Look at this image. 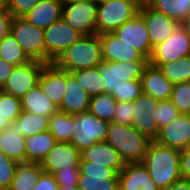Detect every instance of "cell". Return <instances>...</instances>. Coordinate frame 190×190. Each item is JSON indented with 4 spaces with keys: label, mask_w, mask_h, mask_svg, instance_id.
Listing matches in <instances>:
<instances>
[{
    "label": "cell",
    "mask_w": 190,
    "mask_h": 190,
    "mask_svg": "<svg viewBox=\"0 0 190 190\" xmlns=\"http://www.w3.org/2000/svg\"><path fill=\"white\" fill-rule=\"evenodd\" d=\"M180 152L152 141L142 161L159 190L181 180Z\"/></svg>",
    "instance_id": "cell-1"
},
{
    "label": "cell",
    "mask_w": 190,
    "mask_h": 190,
    "mask_svg": "<svg viewBox=\"0 0 190 190\" xmlns=\"http://www.w3.org/2000/svg\"><path fill=\"white\" fill-rule=\"evenodd\" d=\"M105 141L128 164L142 163L153 140L138 132L132 125L110 122Z\"/></svg>",
    "instance_id": "cell-2"
},
{
    "label": "cell",
    "mask_w": 190,
    "mask_h": 190,
    "mask_svg": "<svg viewBox=\"0 0 190 190\" xmlns=\"http://www.w3.org/2000/svg\"><path fill=\"white\" fill-rule=\"evenodd\" d=\"M103 61L99 34L82 35L54 62L65 71L73 72L97 67Z\"/></svg>",
    "instance_id": "cell-3"
},
{
    "label": "cell",
    "mask_w": 190,
    "mask_h": 190,
    "mask_svg": "<svg viewBox=\"0 0 190 190\" xmlns=\"http://www.w3.org/2000/svg\"><path fill=\"white\" fill-rule=\"evenodd\" d=\"M140 5L139 0H112L97 4V34L113 33L139 12Z\"/></svg>",
    "instance_id": "cell-4"
},
{
    "label": "cell",
    "mask_w": 190,
    "mask_h": 190,
    "mask_svg": "<svg viewBox=\"0 0 190 190\" xmlns=\"http://www.w3.org/2000/svg\"><path fill=\"white\" fill-rule=\"evenodd\" d=\"M10 33L31 61L46 63L44 29L29 23L24 17H14Z\"/></svg>",
    "instance_id": "cell-5"
},
{
    "label": "cell",
    "mask_w": 190,
    "mask_h": 190,
    "mask_svg": "<svg viewBox=\"0 0 190 190\" xmlns=\"http://www.w3.org/2000/svg\"><path fill=\"white\" fill-rule=\"evenodd\" d=\"M74 135L71 143L80 152L106 139L109 122L99 119L89 111L73 115Z\"/></svg>",
    "instance_id": "cell-6"
},
{
    "label": "cell",
    "mask_w": 190,
    "mask_h": 190,
    "mask_svg": "<svg viewBox=\"0 0 190 190\" xmlns=\"http://www.w3.org/2000/svg\"><path fill=\"white\" fill-rule=\"evenodd\" d=\"M78 188L80 190H119L118 173L110 167L80 161Z\"/></svg>",
    "instance_id": "cell-7"
},
{
    "label": "cell",
    "mask_w": 190,
    "mask_h": 190,
    "mask_svg": "<svg viewBox=\"0 0 190 190\" xmlns=\"http://www.w3.org/2000/svg\"><path fill=\"white\" fill-rule=\"evenodd\" d=\"M81 36L82 34L73 29L63 18L45 28L46 64L54 63Z\"/></svg>",
    "instance_id": "cell-8"
},
{
    "label": "cell",
    "mask_w": 190,
    "mask_h": 190,
    "mask_svg": "<svg viewBox=\"0 0 190 190\" xmlns=\"http://www.w3.org/2000/svg\"><path fill=\"white\" fill-rule=\"evenodd\" d=\"M189 55L190 38L179 24L165 41L153 47L149 64L159 67L161 64L177 61Z\"/></svg>",
    "instance_id": "cell-9"
},
{
    "label": "cell",
    "mask_w": 190,
    "mask_h": 190,
    "mask_svg": "<svg viewBox=\"0 0 190 190\" xmlns=\"http://www.w3.org/2000/svg\"><path fill=\"white\" fill-rule=\"evenodd\" d=\"M97 3L94 0L63 2L62 18L82 35L97 34Z\"/></svg>",
    "instance_id": "cell-10"
},
{
    "label": "cell",
    "mask_w": 190,
    "mask_h": 190,
    "mask_svg": "<svg viewBox=\"0 0 190 190\" xmlns=\"http://www.w3.org/2000/svg\"><path fill=\"white\" fill-rule=\"evenodd\" d=\"M46 63L30 61L15 66L1 91L15 97H23L29 90L38 84L40 74Z\"/></svg>",
    "instance_id": "cell-11"
},
{
    "label": "cell",
    "mask_w": 190,
    "mask_h": 190,
    "mask_svg": "<svg viewBox=\"0 0 190 190\" xmlns=\"http://www.w3.org/2000/svg\"><path fill=\"white\" fill-rule=\"evenodd\" d=\"M158 101L142 93L133 101L132 126L141 134L155 140L158 136L157 105Z\"/></svg>",
    "instance_id": "cell-12"
},
{
    "label": "cell",
    "mask_w": 190,
    "mask_h": 190,
    "mask_svg": "<svg viewBox=\"0 0 190 190\" xmlns=\"http://www.w3.org/2000/svg\"><path fill=\"white\" fill-rule=\"evenodd\" d=\"M113 33L149 60L153 47L144 17L139 12L132 19L118 27Z\"/></svg>",
    "instance_id": "cell-13"
},
{
    "label": "cell",
    "mask_w": 190,
    "mask_h": 190,
    "mask_svg": "<svg viewBox=\"0 0 190 190\" xmlns=\"http://www.w3.org/2000/svg\"><path fill=\"white\" fill-rule=\"evenodd\" d=\"M80 160L81 152L71 142H57L41 161L40 167L43 172L53 174L60 170L79 168Z\"/></svg>",
    "instance_id": "cell-14"
},
{
    "label": "cell",
    "mask_w": 190,
    "mask_h": 190,
    "mask_svg": "<svg viewBox=\"0 0 190 190\" xmlns=\"http://www.w3.org/2000/svg\"><path fill=\"white\" fill-rule=\"evenodd\" d=\"M154 141L179 151L188 149L190 147V115L180 114L170 124L163 126Z\"/></svg>",
    "instance_id": "cell-15"
},
{
    "label": "cell",
    "mask_w": 190,
    "mask_h": 190,
    "mask_svg": "<svg viewBox=\"0 0 190 190\" xmlns=\"http://www.w3.org/2000/svg\"><path fill=\"white\" fill-rule=\"evenodd\" d=\"M139 13L144 17L152 47L165 41L179 25L174 19L151 9L146 3H141Z\"/></svg>",
    "instance_id": "cell-16"
},
{
    "label": "cell",
    "mask_w": 190,
    "mask_h": 190,
    "mask_svg": "<svg viewBox=\"0 0 190 190\" xmlns=\"http://www.w3.org/2000/svg\"><path fill=\"white\" fill-rule=\"evenodd\" d=\"M105 62L149 61L139 51L124 43L114 33L99 34Z\"/></svg>",
    "instance_id": "cell-17"
},
{
    "label": "cell",
    "mask_w": 190,
    "mask_h": 190,
    "mask_svg": "<svg viewBox=\"0 0 190 190\" xmlns=\"http://www.w3.org/2000/svg\"><path fill=\"white\" fill-rule=\"evenodd\" d=\"M91 96L79 85L76 77L66 71V90L62 103L58 107L60 112L69 115L88 111Z\"/></svg>",
    "instance_id": "cell-18"
},
{
    "label": "cell",
    "mask_w": 190,
    "mask_h": 190,
    "mask_svg": "<svg viewBox=\"0 0 190 190\" xmlns=\"http://www.w3.org/2000/svg\"><path fill=\"white\" fill-rule=\"evenodd\" d=\"M38 85L59 107L66 90V71L58 68L54 63L46 64L40 74Z\"/></svg>",
    "instance_id": "cell-19"
},
{
    "label": "cell",
    "mask_w": 190,
    "mask_h": 190,
    "mask_svg": "<svg viewBox=\"0 0 190 190\" xmlns=\"http://www.w3.org/2000/svg\"><path fill=\"white\" fill-rule=\"evenodd\" d=\"M119 190H159L143 163H128L118 173Z\"/></svg>",
    "instance_id": "cell-20"
},
{
    "label": "cell",
    "mask_w": 190,
    "mask_h": 190,
    "mask_svg": "<svg viewBox=\"0 0 190 190\" xmlns=\"http://www.w3.org/2000/svg\"><path fill=\"white\" fill-rule=\"evenodd\" d=\"M141 81L144 94L159 101L171 99L174 84L164 76L159 67L148 63L144 68Z\"/></svg>",
    "instance_id": "cell-21"
},
{
    "label": "cell",
    "mask_w": 190,
    "mask_h": 190,
    "mask_svg": "<svg viewBox=\"0 0 190 190\" xmlns=\"http://www.w3.org/2000/svg\"><path fill=\"white\" fill-rule=\"evenodd\" d=\"M105 165L119 173L124 168V161L119 153L106 141L97 142L81 151V160Z\"/></svg>",
    "instance_id": "cell-22"
},
{
    "label": "cell",
    "mask_w": 190,
    "mask_h": 190,
    "mask_svg": "<svg viewBox=\"0 0 190 190\" xmlns=\"http://www.w3.org/2000/svg\"><path fill=\"white\" fill-rule=\"evenodd\" d=\"M62 0H40L23 17L36 27L45 29L62 18Z\"/></svg>",
    "instance_id": "cell-23"
},
{
    "label": "cell",
    "mask_w": 190,
    "mask_h": 190,
    "mask_svg": "<svg viewBox=\"0 0 190 190\" xmlns=\"http://www.w3.org/2000/svg\"><path fill=\"white\" fill-rule=\"evenodd\" d=\"M0 152L17 162L26 161L25 138L16 129L15 121L9 128L0 131Z\"/></svg>",
    "instance_id": "cell-24"
},
{
    "label": "cell",
    "mask_w": 190,
    "mask_h": 190,
    "mask_svg": "<svg viewBox=\"0 0 190 190\" xmlns=\"http://www.w3.org/2000/svg\"><path fill=\"white\" fill-rule=\"evenodd\" d=\"M20 99L21 108L25 112L38 113L50 118L59 111L56 104L41 90L38 84Z\"/></svg>",
    "instance_id": "cell-25"
},
{
    "label": "cell",
    "mask_w": 190,
    "mask_h": 190,
    "mask_svg": "<svg viewBox=\"0 0 190 190\" xmlns=\"http://www.w3.org/2000/svg\"><path fill=\"white\" fill-rule=\"evenodd\" d=\"M56 143L48 130L26 137V161L40 164Z\"/></svg>",
    "instance_id": "cell-26"
},
{
    "label": "cell",
    "mask_w": 190,
    "mask_h": 190,
    "mask_svg": "<svg viewBox=\"0 0 190 190\" xmlns=\"http://www.w3.org/2000/svg\"><path fill=\"white\" fill-rule=\"evenodd\" d=\"M42 172L39 163L16 162L14 178L8 190H32Z\"/></svg>",
    "instance_id": "cell-27"
},
{
    "label": "cell",
    "mask_w": 190,
    "mask_h": 190,
    "mask_svg": "<svg viewBox=\"0 0 190 190\" xmlns=\"http://www.w3.org/2000/svg\"><path fill=\"white\" fill-rule=\"evenodd\" d=\"M145 3L178 23L190 15V0H147Z\"/></svg>",
    "instance_id": "cell-28"
},
{
    "label": "cell",
    "mask_w": 190,
    "mask_h": 190,
    "mask_svg": "<svg viewBox=\"0 0 190 190\" xmlns=\"http://www.w3.org/2000/svg\"><path fill=\"white\" fill-rule=\"evenodd\" d=\"M74 117L63 112H56L49 118L48 131L56 142H70L74 135Z\"/></svg>",
    "instance_id": "cell-29"
},
{
    "label": "cell",
    "mask_w": 190,
    "mask_h": 190,
    "mask_svg": "<svg viewBox=\"0 0 190 190\" xmlns=\"http://www.w3.org/2000/svg\"><path fill=\"white\" fill-rule=\"evenodd\" d=\"M16 129L22 133L24 138L48 130L49 117L38 113L25 112L22 110L19 117L15 120Z\"/></svg>",
    "instance_id": "cell-30"
},
{
    "label": "cell",
    "mask_w": 190,
    "mask_h": 190,
    "mask_svg": "<svg viewBox=\"0 0 190 190\" xmlns=\"http://www.w3.org/2000/svg\"><path fill=\"white\" fill-rule=\"evenodd\" d=\"M117 100L109 93H101L90 98L88 111L107 122H113Z\"/></svg>",
    "instance_id": "cell-31"
},
{
    "label": "cell",
    "mask_w": 190,
    "mask_h": 190,
    "mask_svg": "<svg viewBox=\"0 0 190 190\" xmlns=\"http://www.w3.org/2000/svg\"><path fill=\"white\" fill-rule=\"evenodd\" d=\"M0 58L15 66L31 61L11 33L0 41Z\"/></svg>",
    "instance_id": "cell-32"
},
{
    "label": "cell",
    "mask_w": 190,
    "mask_h": 190,
    "mask_svg": "<svg viewBox=\"0 0 190 190\" xmlns=\"http://www.w3.org/2000/svg\"><path fill=\"white\" fill-rule=\"evenodd\" d=\"M71 73L76 77L79 85L91 97L105 93L104 83L102 82L98 67L73 71Z\"/></svg>",
    "instance_id": "cell-33"
},
{
    "label": "cell",
    "mask_w": 190,
    "mask_h": 190,
    "mask_svg": "<svg viewBox=\"0 0 190 190\" xmlns=\"http://www.w3.org/2000/svg\"><path fill=\"white\" fill-rule=\"evenodd\" d=\"M159 69L173 84L190 81V55L177 61L161 64Z\"/></svg>",
    "instance_id": "cell-34"
},
{
    "label": "cell",
    "mask_w": 190,
    "mask_h": 190,
    "mask_svg": "<svg viewBox=\"0 0 190 190\" xmlns=\"http://www.w3.org/2000/svg\"><path fill=\"white\" fill-rule=\"evenodd\" d=\"M149 61L115 62V75L119 81L141 79Z\"/></svg>",
    "instance_id": "cell-35"
},
{
    "label": "cell",
    "mask_w": 190,
    "mask_h": 190,
    "mask_svg": "<svg viewBox=\"0 0 190 190\" xmlns=\"http://www.w3.org/2000/svg\"><path fill=\"white\" fill-rule=\"evenodd\" d=\"M143 93L141 79L121 81V84L117 87L112 96L117 102H133L138 96Z\"/></svg>",
    "instance_id": "cell-36"
},
{
    "label": "cell",
    "mask_w": 190,
    "mask_h": 190,
    "mask_svg": "<svg viewBox=\"0 0 190 190\" xmlns=\"http://www.w3.org/2000/svg\"><path fill=\"white\" fill-rule=\"evenodd\" d=\"M170 100L180 114L190 115V81L174 84Z\"/></svg>",
    "instance_id": "cell-37"
},
{
    "label": "cell",
    "mask_w": 190,
    "mask_h": 190,
    "mask_svg": "<svg viewBox=\"0 0 190 190\" xmlns=\"http://www.w3.org/2000/svg\"><path fill=\"white\" fill-rule=\"evenodd\" d=\"M21 112V99L0 90V116L14 122Z\"/></svg>",
    "instance_id": "cell-38"
},
{
    "label": "cell",
    "mask_w": 190,
    "mask_h": 190,
    "mask_svg": "<svg viewBox=\"0 0 190 190\" xmlns=\"http://www.w3.org/2000/svg\"><path fill=\"white\" fill-rule=\"evenodd\" d=\"M97 67L104 83L105 93L112 95L121 84V81L116 79L115 62L102 61Z\"/></svg>",
    "instance_id": "cell-39"
},
{
    "label": "cell",
    "mask_w": 190,
    "mask_h": 190,
    "mask_svg": "<svg viewBox=\"0 0 190 190\" xmlns=\"http://www.w3.org/2000/svg\"><path fill=\"white\" fill-rule=\"evenodd\" d=\"M179 115H180L179 110L173 105L171 100L158 101L157 105L158 133L163 126L170 124Z\"/></svg>",
    "instance_id": "cell-40"
},
{
    "label": "cell",
    "mask_w": 190,
    "mask_h": 190,
    "mask_svg": "<svg viewBox=\"0 0 190 190\" xmlns=\"http://www.w3.org/2000/svg\"><path fill=\"white\" fill-rule=\"evenodd\" d=\"M15 160L0 152V190H8L15 174Z\"/></svg>",
    "instance_id": "cell-41"
},
{
    "label": "cell",
    "mask_w": 190,
    "mask_h": 190,
    "mask_svg": "<svg viewBox=\"0 0 190 190\" xmlns=\"http://www.w3.org/2000/svg\"><path fill=\"white\" fill-rule=\"evenodd\" d=\"M133 118V102H118L115 109L113 122L132 125Z\"/></svg>",
    "instance_id": "cell-42"
},
{
    "label": "cell",
    "mask_w": 190,
    "mask_h": 190,
    "mask_svg": "<svg viewBox=\"0 0 190 190\" xmlns=\"http://www.w3.org/2000/svg\"><path fill=\"white\" fill-rule=\"evenodd\" d=\"M40 0H8V12L13 17H23L29 12Z\"/></svg>",
    "instance_id": "cell-43"
},
{
    "label": "cell",
    "mask_w": 190,
    "mask_h": 190,
    "mask_svg": "<svg viewBox=\"0 0 190 190\" xmlns=\"http://www.w3.org/2000/svg\"><path fill=\"white\" fill-rule=\"evenodd\" d=\"M80 175L79 168H70L53 173L58 185H77Z\"/></svg>",
    "instance_id": "cell-44"
},
{
    "label": "cell",
    "mask_w": 190,
    "mask_h": 190,
    "mask_svg": "<svg viewBox=\"0 0 190 190\" xmlns=\"http://www.w3.org/2000/svg\"><path fill=\"white\" fill-rule=\"evenodd\" d=\"M58 187L53 174L42 172L32 190H58Z\"/></svg>",
    "instance_id": "cell-45"
},
{
    "label": "cell",
    "mask_w": 190,
    "mask_h": 190,
    "mask_svg": "<svg viewBox=\"0 0 190 190\" xmlns=\"http://www.w3.org/2000/svg\"><path fill=\"white\" fill-rule=\"evenodd\" d=\"M179 164L181 178L190 180V147L180 152Z\"/></svg>",
    "instance_id": "cell-46"
},
{
    "label": "cell",
    "mask_w": 190,
    "mask_h": 190,
    "mask_svg": "<svg viewBox=\"0 0 190 190\" xmlns=\"http://www.w3.org/2000/svg\"><path fill=\"white\" fill-rule=\"evenodd\" d=\"M13 18L10 12L0 14V41L10 34Z\"/></svg>",
    "instance_id": "cell-47"
},
{
    "label": "cell",
    "mask_w": 190,
    "mask_h": 190,
    "mask_svg": "<svg viewBox=\"0 0 190 190\" xmlns=\"http://www.w3.org/2000/svg\"><path fill=\"white\" fill-rule=\"evenodd\" d=\"M14 68L15 65L9 64L8 62L0 58V89L6 83L8 77L10 76Z\"/></svg>",
    "instance_id": "cell-48"
},
{
    "label": "cell",
    "mask_w": 190,
    "mask_h": 190,
    "mask_svg": "<svg viewBox=\"0 0 190 190\" xmlns=\"http://www.w3.org/2000/svg\"><path fill=\"white\" fill-rule=\"evenodd\" d=\"M166 190H190V180L181 179L171 184Z\"/></svg>",
    "instance_id": "cell-49"
},
{
    "label": "cell",
    "mask_w": 190,
    "mask_h": 190,
    "mask_svg": "<svg viewBox=\"0 0 190 190\" xmlns=\"http://www.w3.org/2000/svg\"><path fill=\"white\" fill-rule=\"evenodd\" d=\"M179 24L190 38V15L186 19L181 21Z\"/></svg>",
    "instance_id": "cell-50"
},
{
    "label": "cell",
    "mask_w": 190,
    "mask_h": 190,
    "mask_svg": "<svg viewBox=\"0 0 190 190\" xmlns=\"http://www.w3.org/2000/svg\"><path fill=\"white\" fill-rule=\"evenodd\" d=\"M12 121H10L8 118L1 117L0 116V131L6 130L10 127Z\"/></svg>",
    "instance_id": "cell-51"
},
{
    "label": "cell",
    "mask_w": 190,
    "mask_h": 190,
    "mask_svg": "<svg viewBox=\"0 0 190 190\" xmlns=\"http://www.w3.org/2000/svg\"><path fill=\"white\" fill-rule=\"evenodd\" d=\"M8 12V2L6 0H0V14Z\"/></svg>",
    "instance_id": "cell-52"
},
{
    "label": "cell",
    "mask_w": 190,
    "mask_h": 190,
    "mask_svg": "<svg viewBox=\"0 0 190 190\" xmlns=\"http://www.w3.org/2000/svg\"><path fill=\"white\" fill-rule=\"evenodd\" d=\"M58 190H80L77 185H59Z\"/></svg>",
    "instance_id": "cell-53"
},
{
    "label": "cell",
    "mask_w": 190,
    "mask_h": 190,
    "mask_svg": "<svg viewBox=\"0 0 190 190\" xmlns=\"http://www.w3.org/2000/svg\"><path fill=\"white\" fill-rule=\"evenodd\" d=\"M97 4H103L112 0H94Z\"/></svg>",
    "instance_id": "cell-54"
},
{
    "label": "cell",
    "mask_w": 190,
    "mask_h": 190,
    "mask_svg": "<svg viewBox=\"0 0 190 190\" xmlns=\"http://www.w3.org/2000/svg\"><path fill=\"white\" fill-rule=\"evenodd\" d=\"M63 2H80V1H87V0H62Z\"/></svg>",
    "instance_id": "cell-55"
},
{
    "label": "cell",
    "mask_w": 190,
    "mask_h": 190,
    "mask_svg": "<svg viewBox=\"0 0 190 190\" xmlns=\"http://www.w3.org/2000/svg\"><path fill=\"white\" fill-rule=\"evenodd\" d=\"M141 3H145L147 0H139Z\"/></svg>",
    "instance_id": "cell-56"
}]
</instances>
